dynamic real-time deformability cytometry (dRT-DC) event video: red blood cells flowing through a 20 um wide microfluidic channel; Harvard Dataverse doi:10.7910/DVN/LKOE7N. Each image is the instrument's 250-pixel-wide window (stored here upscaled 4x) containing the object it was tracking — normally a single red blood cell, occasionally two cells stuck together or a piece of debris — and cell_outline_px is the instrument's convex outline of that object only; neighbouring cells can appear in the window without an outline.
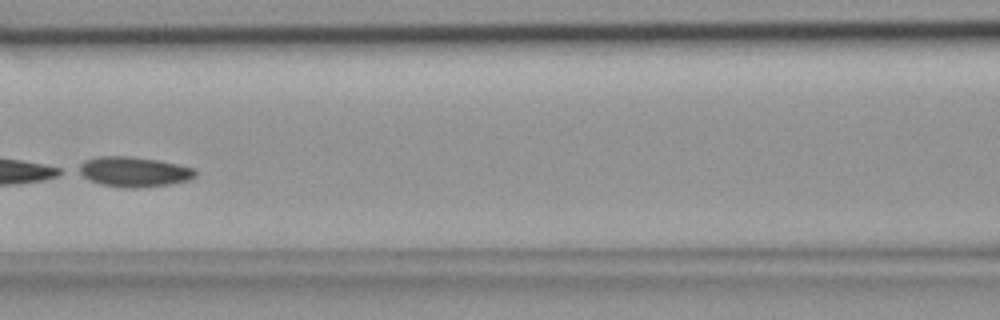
{"species": "common noctule bat (a hibernating species)", "species_latin": "Nyctalus noctula", "temperature_condition": "room temperature", "stored_images_in_passage": 5, "camera_frame_rate_fps": 3000, "um_per_image_px": 0.085, "animal": {"sex": "female", "body_mass_g": 18.4}, "frame": {"image": 1, "passage_image": 5, "time_ms": 1.333, "image_size_px": [1000, 320], "cell_outline_px": [[196, 176], [188, 180], [168, 184], [132, 188], [124, 188], [100, 184], [76, 172], [72, 168], [84, 160], [100, 156], [132, 156], [180, 164], [196, 168]], "centroid_in_image_um": [11.33, 14.58], "position_along_channel_um": 155.3, "area_um2": 20.63}}